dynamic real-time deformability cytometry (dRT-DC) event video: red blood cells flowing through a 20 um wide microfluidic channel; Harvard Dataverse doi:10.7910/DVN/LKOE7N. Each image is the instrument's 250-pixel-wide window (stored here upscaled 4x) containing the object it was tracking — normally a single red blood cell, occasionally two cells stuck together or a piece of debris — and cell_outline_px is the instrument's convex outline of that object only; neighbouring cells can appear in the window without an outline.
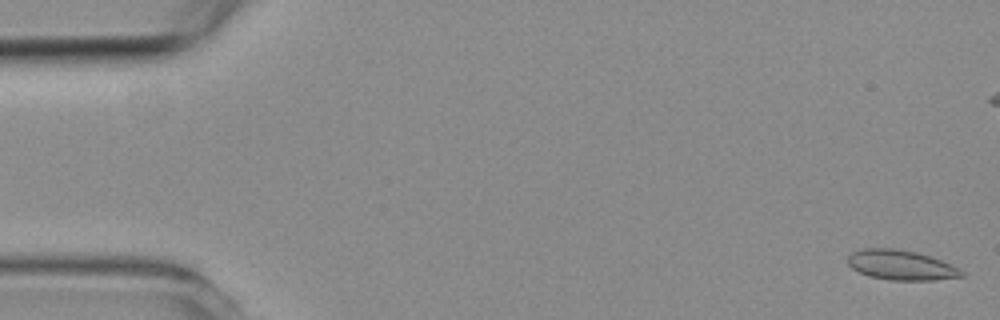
{"species": "common noctule bat (a hibernating species)", "species_latin": "Nyctalus noctula", "temperature_condition": "room temperature", "stored_images_in_passage": 5, "camera_frame_rate_fps": 3000, "um_per_image_px": 0.085, "animal": {"sex": "female", "body_mass_g": 19.3, "forearm_length_mm": 54.1}, "frame": {"image": 1, "passage_image": 1, "time_ms": 0.0, "image_size_px": [1000, 320], "cell_outline_px": [[964, 276], [936, 280], [892, 280], [868, 276], [852, 268], [848, 264], [848, 256], [852, 252], [864, 248], [892, 248], [916, 252], [940, 260], [964, 272]], "centroid_in_image_um": [76.55, 22.53], "position_along_channel_um": 8.5, "area_um2": 19.54}}